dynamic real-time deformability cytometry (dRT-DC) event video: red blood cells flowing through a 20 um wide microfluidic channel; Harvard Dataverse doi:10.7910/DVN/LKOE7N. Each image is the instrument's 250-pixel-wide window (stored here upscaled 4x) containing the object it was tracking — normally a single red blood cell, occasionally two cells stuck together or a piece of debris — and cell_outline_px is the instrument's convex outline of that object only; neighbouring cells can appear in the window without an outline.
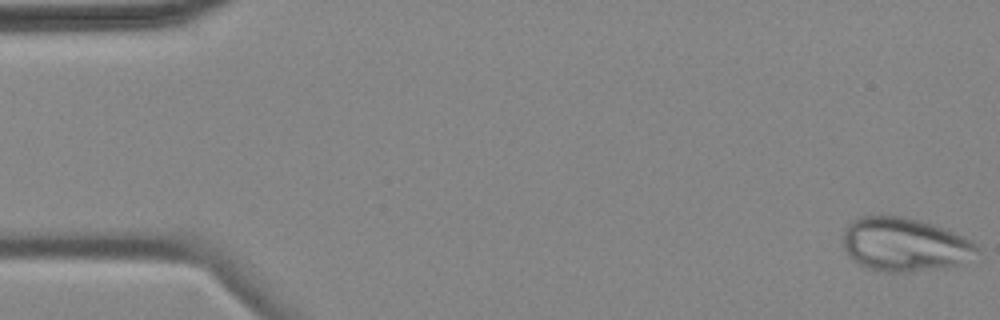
{"species": "common noctule bat (a hibernating species)", "species_latin": "Nyctalus noctula", "temperature_condition": "cold", "stored_images_in_passage": 5, "camera_frame_rate_fps": 3000, "um_per_image_px": 0.085, "animal": {"sex": "female", "body_mass_g": 18.4}, "frame": {"image": 1, "passage_image": 1, "time_ms": 0.0, "image_size_px": [1000, 320], "cell_outline_px": [[980, 252], [956, 268], [908, 272], [880, 272], [868, 268], [852, 260], [848, 256], [844, 248], [844, 228], [852, 220], [860, 216], [904, 216], [932, 224], [972, 240], [980, 248]], "centroid_in_image_um": [76.92, 20.82], "position_along_channel_um": 8.1, "area_um2": 42.54}}